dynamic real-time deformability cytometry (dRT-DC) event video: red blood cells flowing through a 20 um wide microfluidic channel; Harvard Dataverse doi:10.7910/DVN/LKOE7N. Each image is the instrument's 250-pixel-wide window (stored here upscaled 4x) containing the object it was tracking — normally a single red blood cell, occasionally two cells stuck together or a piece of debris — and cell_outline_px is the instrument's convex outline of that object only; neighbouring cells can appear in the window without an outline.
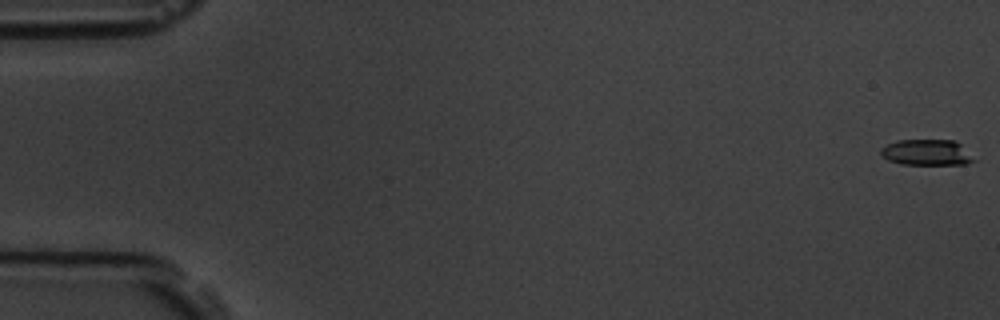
{"species": "common noctule bat (a hibernating species)", "species_latin": "Nyctalus noctula", "temperature_condition": "room temperature", "stored_images_in_passage": 9, "camera_frame_rate_fps": 3000, "um_per_image_px": 0.085, "animal": {"sex": "male", "body_mass_g": 19.5, "forearm_length_mm": 54.6}, "frame": {"image": 1, "passage_image": 1, "time_ms": 0.0, "image_size_px": [1000, 320], "cell_outline_px": [[976, 160], [968, 164], [900, 164], [888, 160], [880, 152], [880, 148], [896, 140], [956, 140]], "centroid_in_image_um": [78.77, 12.95], "position_along_channel_um": 6.2, "area_um2": 13.99}}
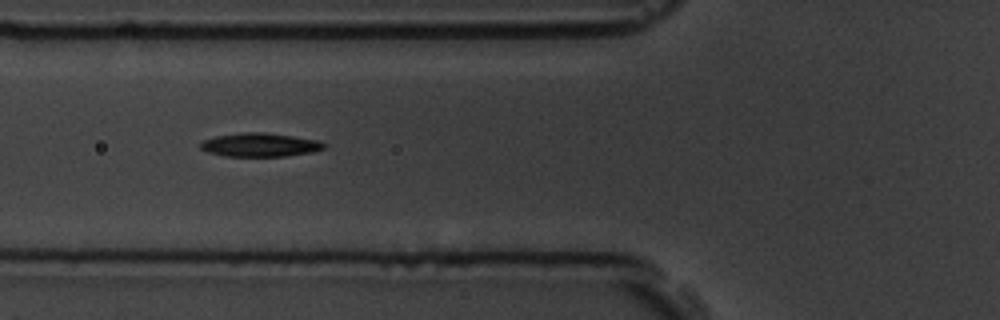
{"frame": {"image": 2, "passage_image": 7, "time_ms": 6.667, "image_size_px": [1000, 320], "cell_outline_px": [[328, 144], [324, 148], [312, 152], [288, 156], [224, 156], [208, 152], [200, 148], [200, 144], [204, 140], [216, 136], [244, 132], [264, 132], [292, 136], [316, 140]], "centroid_in_image_um": [22.11, 12.31], "position_along_channel_um": 103.7, "area_um2": 16.94}}
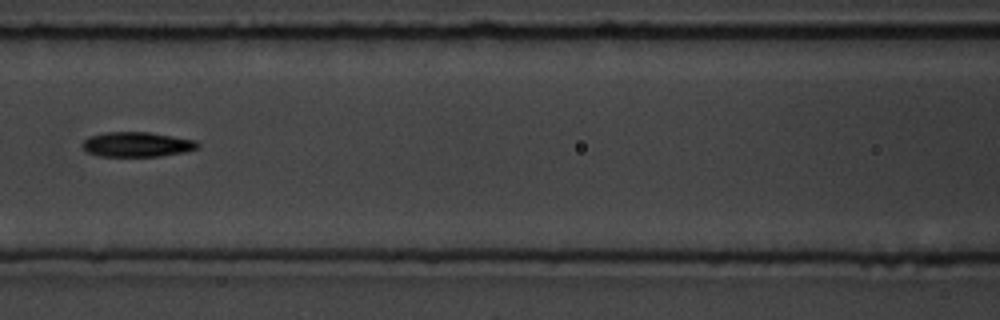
{"frame": {"image": 3, "passage_image": 8, "time_ms": 8.0, "image_size_px": [1000, 320], "cell_outline_px": [[200, 144], [196, 148], [184, 152], [160, 156], [96, 156], [88, 152], [84, 148], [84, 140], [92, 136], [104, 132], [148, 132], [196, 140]], "centroid_in_image_um": [11.66, 12.27], "position_along_channel_um": 154.9, "area_um2": 16.47}}